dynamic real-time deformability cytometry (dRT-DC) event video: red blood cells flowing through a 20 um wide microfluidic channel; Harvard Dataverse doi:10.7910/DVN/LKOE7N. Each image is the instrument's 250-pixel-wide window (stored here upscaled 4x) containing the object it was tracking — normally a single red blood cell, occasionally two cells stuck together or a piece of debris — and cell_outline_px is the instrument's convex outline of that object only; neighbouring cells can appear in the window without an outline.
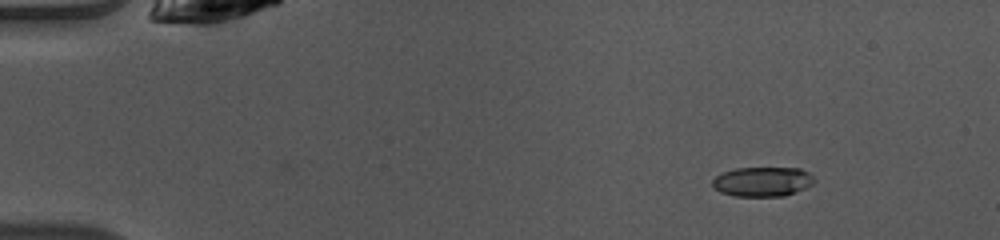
{"species": "common noctule bat (a hibernating species)", "species_latin": "Nyctalus noctula", "temperature_condition": "warm", "stored_images_in_passage": 8, "camera_frame_rate_fps": 3000, "um_per_image_px": 0.085, "animal": {"sex": "female", "body_mass_g": 10.0, "forearm_length_mm": 53.1}, "frame": {"image": 1, "passage_image": 1, "time_ms": 0.0, "image_size_px": [1000, 240], "cell_outline_px": [[816, 180], [812, 184], [804, 188], [784, 196], [736, 196], [720, 192], [712, 184], [712, 180], [716, 176], [724, 172], [736, 168], [800, 168], [808, 172]], "centroid_in_image_um": [64.82, 15.43], "position_along_channel_um": 20.2, "area_um2": 17.4}}